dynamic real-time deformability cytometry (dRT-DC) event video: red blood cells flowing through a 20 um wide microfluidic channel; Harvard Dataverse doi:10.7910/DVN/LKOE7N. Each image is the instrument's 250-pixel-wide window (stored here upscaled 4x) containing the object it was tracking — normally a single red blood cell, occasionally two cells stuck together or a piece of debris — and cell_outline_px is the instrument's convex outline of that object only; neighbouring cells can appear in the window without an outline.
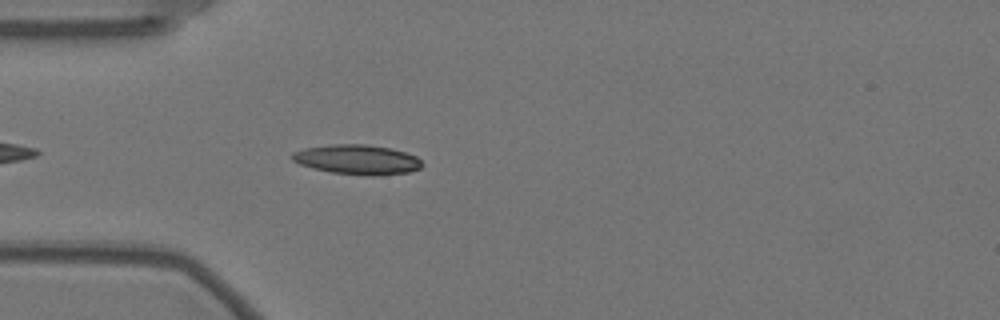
{"species": "Egyptian fruit bat (a non-hibernating species)", "species_latin": "Rousettus aegyptiacus", "temperature_condition": "warm", "stored_images_in_passage": 45, "camera_frame_rate_fps": 3000, "um_per_image_px": 0.085, "animal": {"sex": "female"}, "frame": {"image": 1, "passage_image": 4, "time_ms": 1.0, "image_size_px": [1000, 320], "cell_outline_px": [[424, 164], [420, 168], [408, 172], [380, 176], [372, 176], [332, 172], [312, 168], [300, 164], [292, 160], [292, 152], [304, 148], [332, 144], [364, 144], [388, 148], [404, 152], [416, 156]], "centroid_in_image_um": [30.36, 13.57], "position_along_channel_um": 54.6, "area_um2": 22.43}}
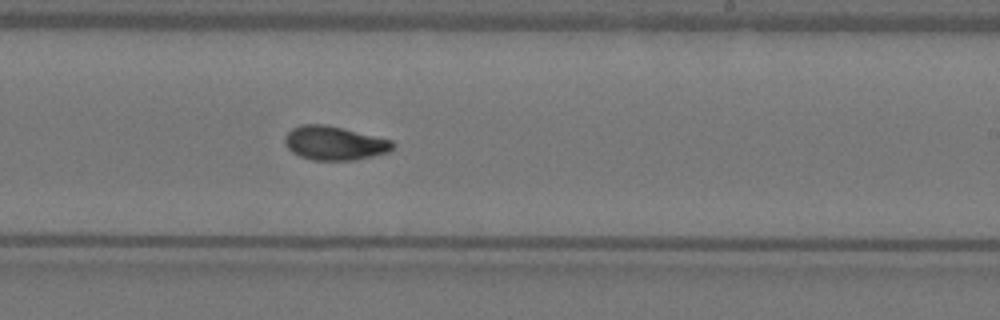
{"frame": {"image": 2, "passage_image": 22, "time_ms": 7.0, "image_size_px": [1000, 320], "cell_outline_px": [[396, 144], [388, 152], [372, 156], [352, 160], [312, 160], [300, 156], [292, 152], [288, 148], [284, 140], [284, 136], [292, 128], [300, 124], [324, 124], [392, 140]], "centroid_in_image_um": [28.4, 12.16], "position_along_channel_um": 260.6, "area_um2": 21.15}}
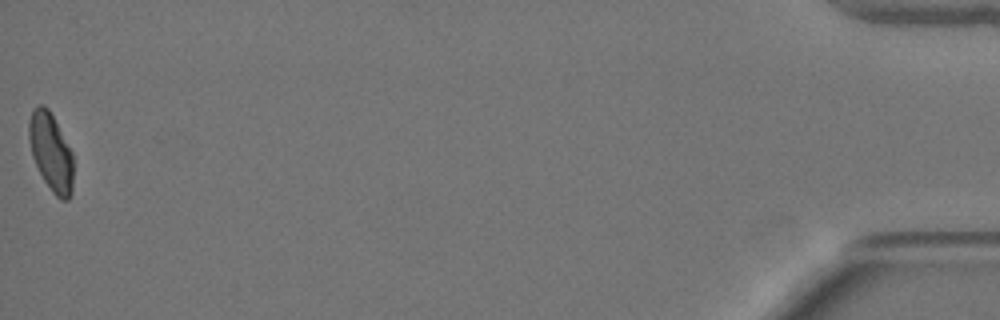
{"frame": {"image": 3, "passage_image": 45, "time_ms": 14.667, "image_size_px": [1000, 320], "cell_outline_px": [[72, 192], [68, 200], [60, 200], [52, 192], [44, 180], [32, 156], [28, 140], [28, 120], [32, 108], [36, 104], [44, 104], [48, 108], [72, 152]], "centroid_in_image_um": [4.3, 12.89], "position_along_channel_um": 430.9, "area_um2": 20.17}, "authors_computed_cell_mechanics": {"area_um2": 20.9814, "velocity_mm_per_s": 3.5196, "shape_relaxation_time_tau1_ms": 5.7542, "shape_relaxation_time_tau2_ms": 2.5331, "deformation_change_tau1": 0.1765, "deformation_change_tau2": 0.0643}}